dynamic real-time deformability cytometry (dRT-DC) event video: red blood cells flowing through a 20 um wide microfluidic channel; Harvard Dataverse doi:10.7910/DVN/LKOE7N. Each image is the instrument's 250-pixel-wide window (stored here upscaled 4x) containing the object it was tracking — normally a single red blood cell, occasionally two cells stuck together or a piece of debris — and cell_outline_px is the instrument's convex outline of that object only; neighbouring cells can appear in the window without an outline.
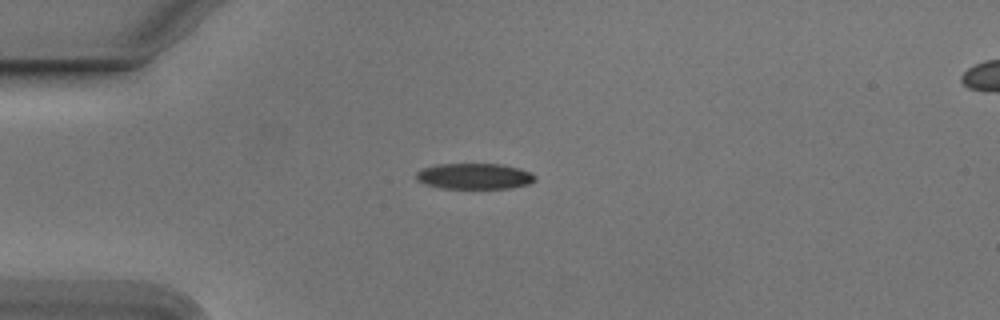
{"species": "Egyptian fruit bat (a non-hibernating species)", "species_latin": "Rousettus aegyptiacus", "temperature_condition": "cold", "stored_images_in_passage": 41, "camera_frame_rate_fps": 3000, "um_per_image_px": 0.085, "animal": {"sex": "male"}, "frame": {"image": 1, "passage_image": 1, "time_ms": 0.0, "image_size_px": [1000, 320], "cell_outline_px": [[536, 180], [528, 184], [508, 188], [440, 188], [424, 184], [416, 180], [416, 172], [424, 168], [440, 164], [504, 164], [520, 168], [536, 176]], "centroid_in_image_um": [40.32, 14.98], "position_along_channel_um": 44.7, "area_um2": 17.86}}
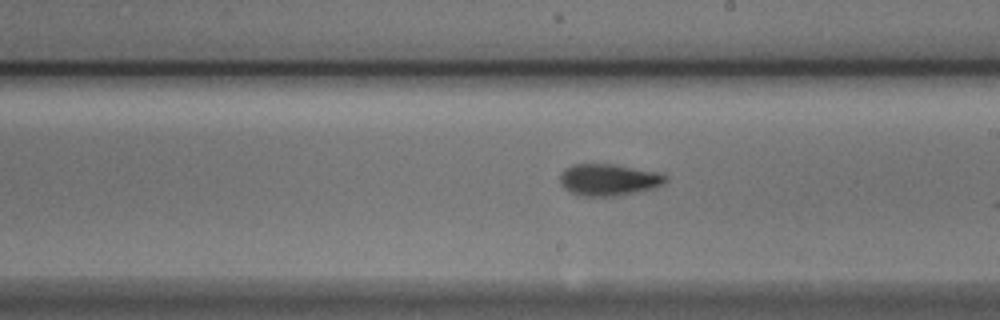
{"frame": {"image": 2, "passage_image": 18, "time_ms": 5.667, "image_size_px": [1000, 320], "cell_outline_px": [[668, 180], [664, 184], [652, 188], [636, 192], [616, 196], [584, 196], [572, 192], [564, 188], [560, 184], [560, 172], [564, 168], [572, 164], [612, 164], [656, 172], [668, 176]], "centroid_in_image_um": [51.71, 15.27], "position_along_channel_um": 237.3, "area_um2": 19.48}}
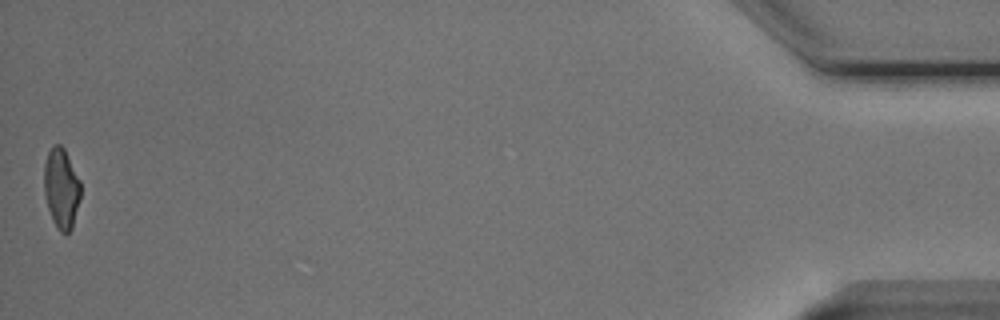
{"frame": {"image": 3, "passage_image": 41, "time_ms": 13.333, "image_size_px": [1000, 320], "cell_outline_px": [[80, 200], [72, 228], [64, 236], [56, 228], [52, 220], [48, 208], [44, 192], [44, 164], [48, 152], [56, 144], [60, 144], [64, 148], [80, 180]], "centroid_in_image_um": [5.21, 16.05], "position_along_channel_um": 430.0, "area_um2": 17.17}, "authors_computed_cell_mechanics": {"area_um2": 18.496, "velocity_mm_per_s": 3.7757, "shape_relaxation_time_tau1_ms": 2.5987, "shape_relaxation_time_tau2_ms": 2.6397, "deformation_change_tau1": 0.1357, "deformation_change_tau2": 0.1055}}